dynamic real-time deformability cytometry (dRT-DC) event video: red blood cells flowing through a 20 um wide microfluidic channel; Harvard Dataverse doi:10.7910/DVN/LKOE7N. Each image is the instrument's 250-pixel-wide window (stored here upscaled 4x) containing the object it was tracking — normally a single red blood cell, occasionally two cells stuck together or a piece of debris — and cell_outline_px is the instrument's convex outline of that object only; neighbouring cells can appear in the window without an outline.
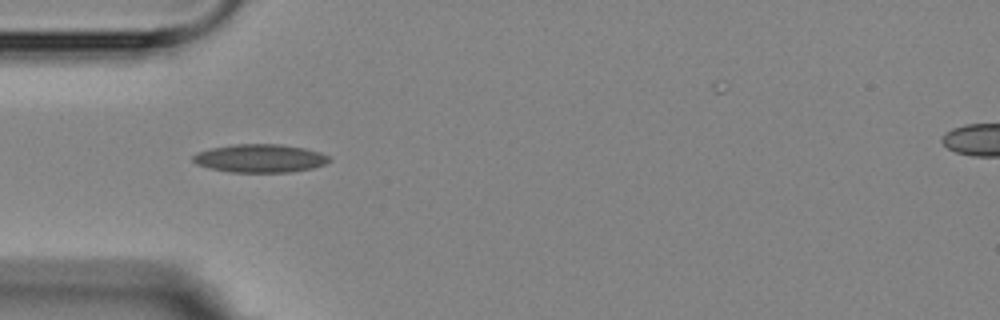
{"species": "Egyptian fruit bat (a non-hibernating species)", "species_latin": "Rousettus aegyptiacus", "temperature_condition": "room temperature", "stored_images_in_passage": 10, "camera_frame_rate_fps": 3000, "um_per_image_px": 0.085, "animal": {"sex": "female"}, "frame": {"image": 1, "passage_image": 6, "time_ms": 5.333, "image_size_px": [1000, 320], "cell_outline_px": [[332, 160], [324, 164], [312, 168], [288, 172], [232, 172], [208, 168], [196, 164], [192, 160], [192, 156], [196, 152], [212, 148], [236, 144], [280, 144], [304, 148], [320, 152], [328, 156]], "centroid_in_image_um": [22.08, 13.46], "position_along_channel_um": 62.9, "area_um2": 22.37}}
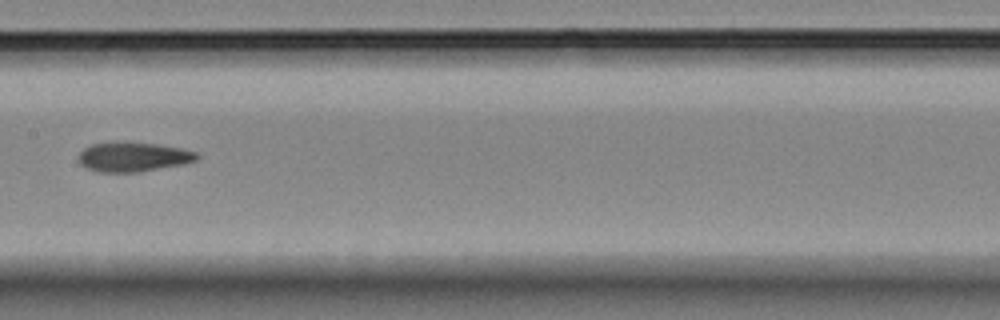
{"frame": {"image": 2, "passage_image": 9, "time_ms": 9.0, "image_size_px": [1000, 320], "cell_outline_px": [[200, 156], [196, 160], [184, 164], [140, 172], [96, 172], [84, 168], [76, 160], [80, 152], [84, 148], [92, 144], [156, 144], [180, 148], [196, 152]], "centroid_in_image_um": [11.3, 13.38], "position_along_channel_um": 196.1, "area_um2": 19.94}}
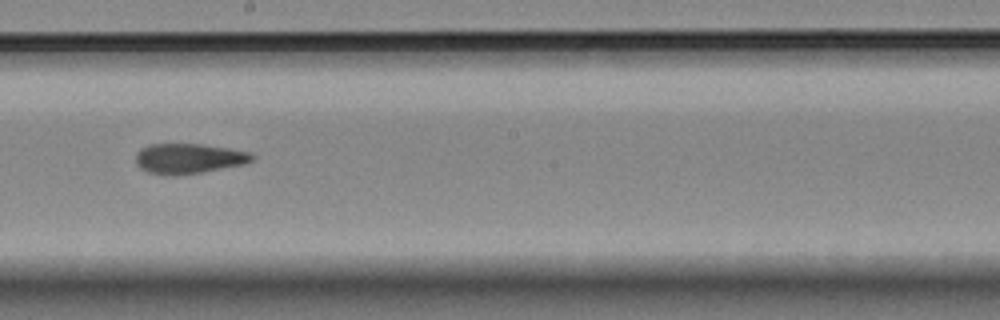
{"frame": {"image": 3, "passage_image": 10, "time_ms": 10.0, "image_size_px": [1000, 320], "cell_outline_px": [[256, 160], [244, 164], [200, 172], [172, 176], [168, 176], [148, 172], [140, 168], [136, 164], [136, 152], [140, 148], [148, 144], [200, 144], [228, 148], [252, 152], [256, 156]], "centroid_in_image_um": [16.05, 13.47], "position_along_channel_um": 232.2, "area_um2": 20.63}}